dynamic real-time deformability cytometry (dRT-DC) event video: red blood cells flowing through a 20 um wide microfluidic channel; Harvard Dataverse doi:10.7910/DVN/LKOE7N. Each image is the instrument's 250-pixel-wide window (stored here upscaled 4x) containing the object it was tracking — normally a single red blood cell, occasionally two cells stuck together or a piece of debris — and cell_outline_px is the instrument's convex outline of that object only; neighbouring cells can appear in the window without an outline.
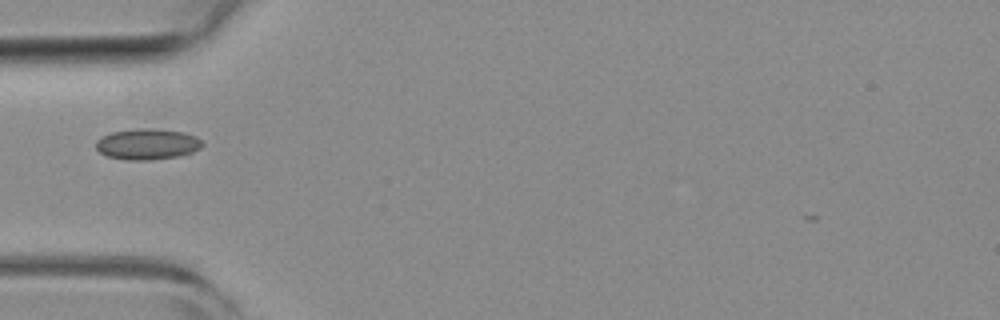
{"species": "common noctule bat (a hibernating species)", "species_latin": "Nyctalus noctula", "temperature_condition": "room temperature", "stored_images_in_passage": 37, "camera_frame_rate_fps": 3000, "um_per_image_px": 0.085, "animal": {"sex": "female", "body_mass_g": 19.3, "forearm_length_mm": 54.1}, "frame": {"image": 1, "passage_image": 1, "time_ms": 0.0, "image_size_px": [1000, 320], "cell_outline_px": [[204, 144], [200, 148], [192, 152], [176, 156], [148, 160], [128, 160], [108, 156], [100, 152], [96, 148], [96, 140], [100, 136], [112, 132], [136, 128], [152, 128], [184, 132], [196, 136]], "centroid_in_image_um": [12.5, 12.23], "position_along_channel_um": 72.5, "area_um2": 19.13}}
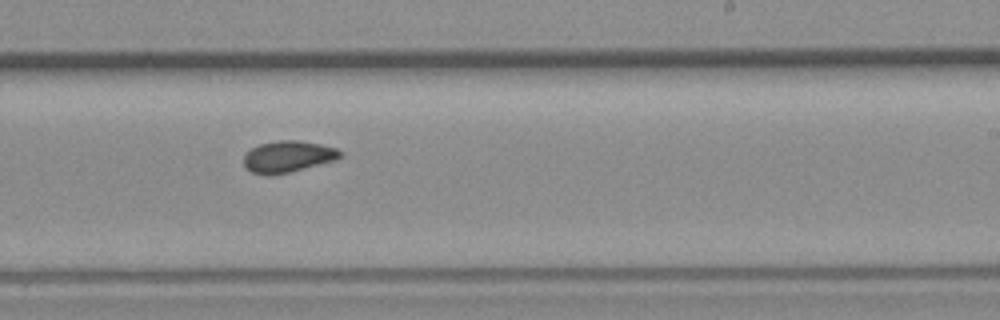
{"frame": {"image": 2, "passage_image": 16, "time_ms": 5.0, "image_size_px": [1000, 320], "cell_outline_px": [[340, 156], [336, 160], [272, 176], [268, 176], [252, 172], [244, 164], [244, 156], [252, 148], [260, 144], [280, 140], [300, 140], [320, 144], [336, 148], [340, 152]], "centroid_in_image_um": [24.46, 13.31], "position_along_channel_um": 264.5, "area_um2": 17.46}}
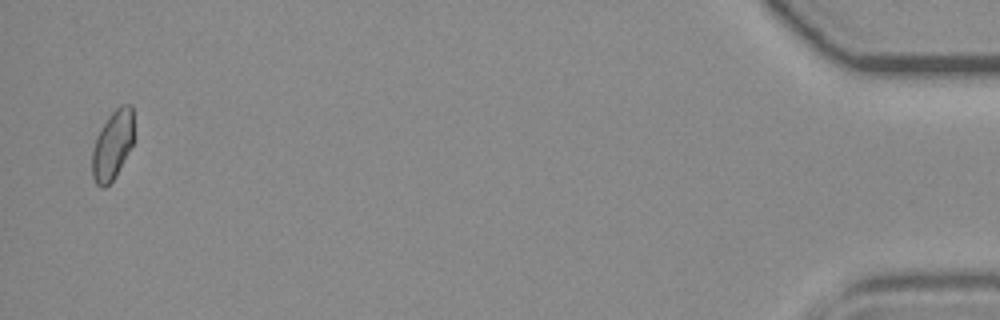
{"frame": {"image": 3, "passage_image": 36, "time_ms": 11.667, "image_size_px": [1000, 320], "cell_outline_px": [[132, 144], [116, 176], [104, 188], [100, 188], [96, 184], [92, 176], [92, 152], [96, 136], [108, 116], [120, 104], [132, 104]], "centroid_in_image_um": [9.54, 12.34], "position_along_channel_um": 425.7, "area_um2": 16.65}}